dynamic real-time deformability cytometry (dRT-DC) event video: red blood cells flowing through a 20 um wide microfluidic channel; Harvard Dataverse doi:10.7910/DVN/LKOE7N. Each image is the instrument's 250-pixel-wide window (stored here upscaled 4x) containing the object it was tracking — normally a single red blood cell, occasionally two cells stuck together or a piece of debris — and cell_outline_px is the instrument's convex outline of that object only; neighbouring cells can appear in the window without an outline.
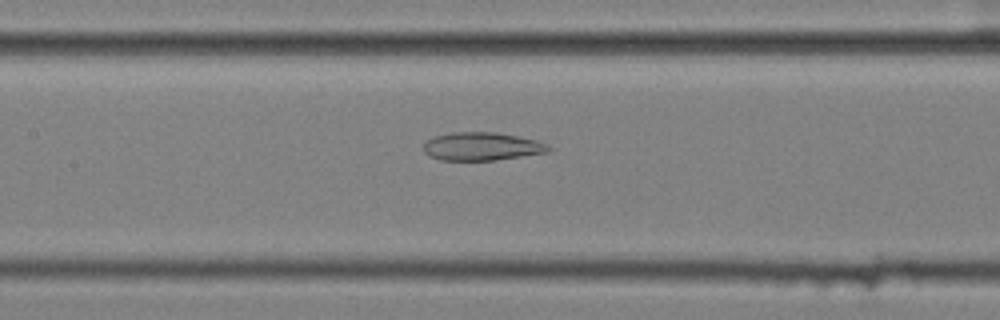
{"species": "common noctule bat (a hibernating species)", "species_latin": "Nyctalus noctula", "temperature_condition": "cold", "stored_images_in_passage": 42, "camera_frame_rate_fps": 3000, "um_per_image_px": 0.085, "animal": {"sex": "female", "body_mass_g": 25.1}, "frame": {"image": 1, "passage_image": 12, "time_ms": 3.667, "image_size_px": [1000, 320], "cell_outline_px": [[552, 148], [548, 152], [496, 160], [440, 160], [428, 156], [424, 152], [424, 144], [428, 140], [436, 136], [452, 132], [496, 132], [536, 140], [548, 144]], "centroid_in_image_um": [40.96, 12.45], "position_along_channel_um": 166.4, "area_um2": 20.46}}
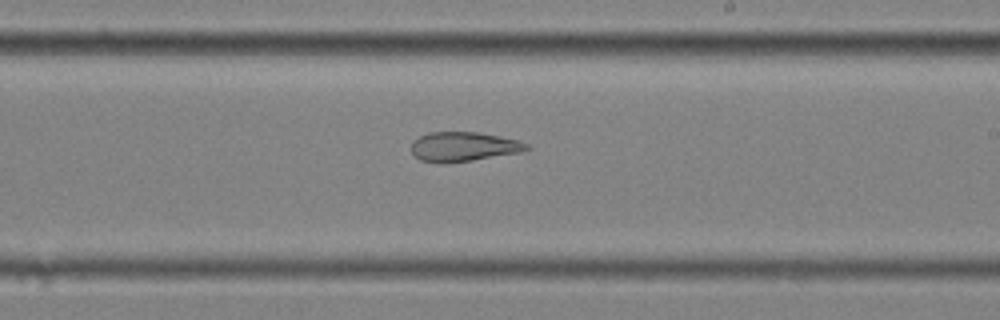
{"frame": {"image": 2, "passage_image": 19, "time_ms": 6.0, "image_size_px": [1000, 320], "cell_outline_px": [[532, 148], [520, 152], [472, 160], [420, 160], [412, 152], [412, 140], [428, 132], [476, 132], [500, 136], [516, 140], [528, 144]], "centroid_in_image_um": [39.44, 12.42], "position_along_channel_um": 249.6, "area_um2": 19.02}}
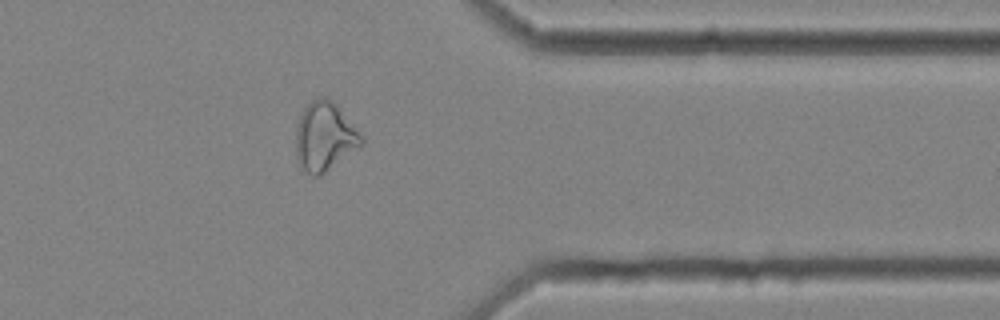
{"frame": {"image": 3, "passage_image": 31, "time_ms": 10.0, "image_size_px": [1000, 320], "cell_outline_px": [[364, 144], [320, 176], [312, 176], [304, 168], [296, 156], [296, 124], [304, 108], [312, 100], [320, 96], [328, 96], [336, 104], [364, 136]], "centroid_in_image_um": [27.62, 11.58], "position_along_channel_um": 383.8, "area_um2": 26.36}, "authors_computed_cell_mechanics": {"area_um2": 22.9177, "velocity_mm_per_s": 3.5727, "shape_relaxation_time_tau1_ms": null, "shape_relaxation_time_tau2_ms": 2.7599, "deformation_change_tau1": null, "deformation_change_tau2": 0.1174}}